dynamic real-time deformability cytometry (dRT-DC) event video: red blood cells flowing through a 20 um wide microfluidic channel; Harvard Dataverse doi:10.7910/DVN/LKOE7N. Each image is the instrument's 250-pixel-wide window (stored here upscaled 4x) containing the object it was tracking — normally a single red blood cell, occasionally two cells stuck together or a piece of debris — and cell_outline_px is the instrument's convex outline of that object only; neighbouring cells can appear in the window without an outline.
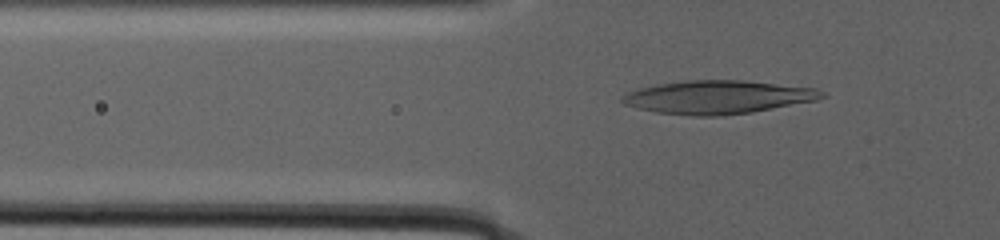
{"species": "human", "species_latin": "Homo sapiens", "temperature_condition": "warm", "stored_images_in_passage": 92, "camera_frame_rate_fps": 3000, "um_per_image_px": 0.085, "donor": {"sex": "male"}, "frame": {"image": 1, "passage_image": 3, "time_ms": 0.333, "image_size_px": [1000, 240], "cell_outline_px": [[824, 96], [816, 100], [752, 112], [720, 116], [696, 116], [656, 112], [636, 108], [624, 104], [620, 100], [620, 96], [628, 92], [640, 88], [656, 84], [684, 80], [740, 80], [812, 88], [824, 92]], "centroid_in_image_um": [60.93, 8.26], "position_along_channel_um": 64.9, "area_um2": 38.49}}
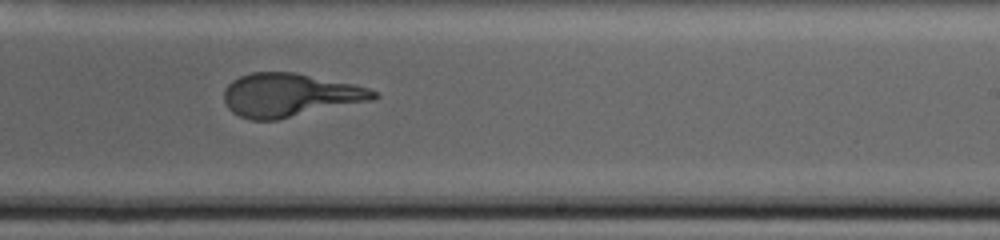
{"frame": {"image": 2, "passage_image": 55, "time_ms": 11.333, "image_size_px": [1000, 240], "cell_outline_px": [[380, 96], [376, 100], [276, 120], [252, 120], [240, 116], [232, 112], [228, 108], [224, 100], [224, 92], [228, 84], [232, 80], [240, 76], [252, 72], [296, 72], [352, 84], [368, 88], [376, 92]], "centroid_in_image_um": [24.65, 8.08], "position_along_channel_um": 264.4, "area_um2": 37.97}}
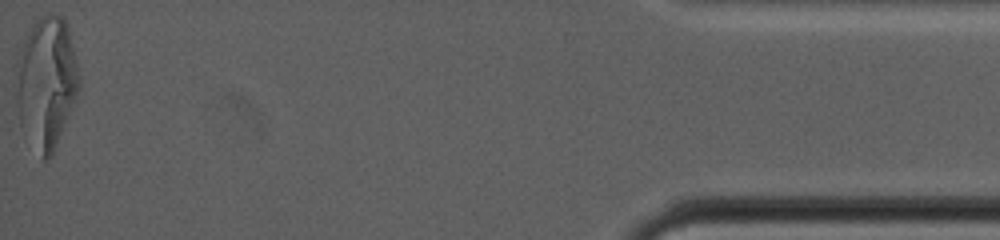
{"frame": {"image": 3, "passage_image": 92, "time_ms": 23.667, "image_size_px": [1000, 240], "cell_outline_px": [[80, 88], [52, 156], [48, 160], [44, 160], [20, 128], [16, 104], [16, 96], [20, 52], [24, 40], [32, 24], [40, 16], [48, 12], [56, 12], [64, 20], [68, 28], [80, 76]], "centroid_in_image_um": [3.96, 7.02], "position_along_channel_um": 431.2, "area_um2": 48.09}}